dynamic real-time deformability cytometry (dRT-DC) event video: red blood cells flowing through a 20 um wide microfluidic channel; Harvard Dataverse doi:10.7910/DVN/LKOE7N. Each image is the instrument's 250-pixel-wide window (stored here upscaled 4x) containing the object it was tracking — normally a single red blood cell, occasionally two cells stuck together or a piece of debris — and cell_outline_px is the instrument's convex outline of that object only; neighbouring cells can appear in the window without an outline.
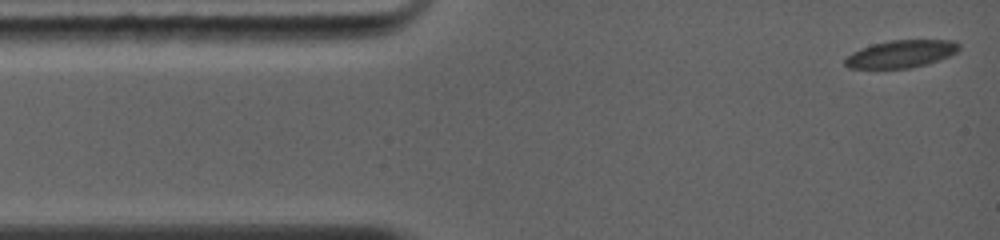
{"species": "common noctule bat (a hibernating species)", "species_latin": "Nyctalus noctula", "temperature_condition": "warm", "stored_images_in_passage": 68, "camera_frame_rate_fps": 5000, "um_per_image_px": 0.085, "animal": {"sex": "female", "body_mass_g": 19.0, "forearm_length_mm": 56.7}, "frame": {"image": 1, "passage_image": 1, "time_ms": 0.0, "image_size_px": [1000, 240], "cell_outline_px": [[960, 48], [956, 52], [948, 56], [924, 64], [908, 68], [848, 68], [844, 64], [844, 60], [852, 52], [860, 48], [872, 44], [888, 40], [952, 40], [960, 44]], "centroid_in_image_um": [76.55, 4.57], "position_along_channel_um": 8.4, "area_um2": 18.09}}
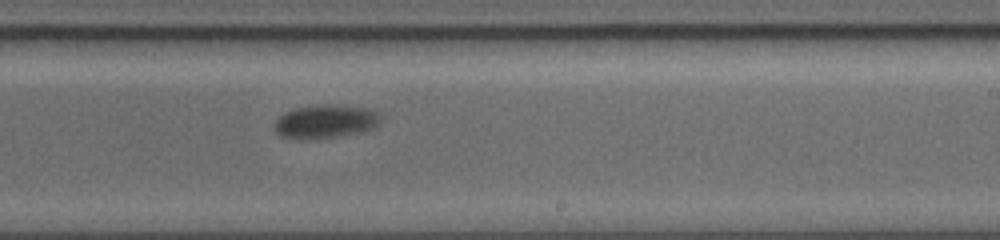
{"frame": {"image": 2, "passage_image": 39, "time_ms": 7.8, "image_size_px": [1000, 240], "cell_outline_px": [[380, 124], [376, 128], [360, 132], [340, 136], [292, 140], [280, 136], [272, 128], [272, 124], [284, 112], [296, 108], [320, 104], [332, 104], [372, 108], [380, 116]], "centroid_in_image_um": [27.64, 10.33], "position_along_channel_um": 261.4, "area_um2": 21.21}}
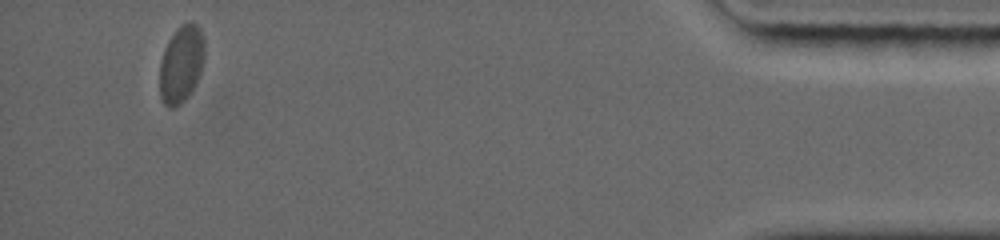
{"frame": {"image": 3, "passage_image": 68, "time_ms": 13.8, "image_size_px": [1000, 240], "cell_outline_px": [[204, 60], [200, 72], [188, 96], [180, 104], [172, 108], [168, 108], [164, 104], [160, 96], [160, 60], [164, 48], [168, 40], [176, 28], [180, 24], [188, 20], [192, 20], [200, 28], [204, 36]], "centroid_in_image_um": [15.4, 5.38], "position_along_channel_um": 419.8, "area_um2": 20.46}, "authors_computed_cell_mechanics": {"area_um2": 20.6346, "velocity_mm_per_s": 4.1474, "shape_relaxation_time_tau1_ms": 1.3601, "shape_relaxation_time_tau2_ms": null, "deformation_change_tau1": 0.0574, "deformation_change_tau2": null}}